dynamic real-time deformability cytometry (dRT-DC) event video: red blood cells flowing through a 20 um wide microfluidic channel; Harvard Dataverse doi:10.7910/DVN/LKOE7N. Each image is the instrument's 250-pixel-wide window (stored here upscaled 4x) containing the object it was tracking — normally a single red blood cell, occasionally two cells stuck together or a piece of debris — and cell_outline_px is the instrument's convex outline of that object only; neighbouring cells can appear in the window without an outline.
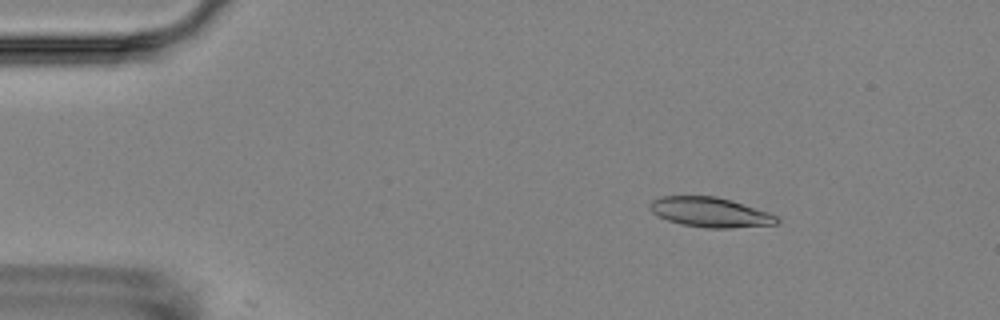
{"species": "Egyptian fruit bat (a non-hibernating species)", "species_latin": "Rousettus aegyptiacus", "temperature_condition": "room temperature", "stored_images_in_passage": 5, "segment_of_instrument_passage": [1, 2], "camera_frame_rate_fps": 3000, "um_per_image_px": 0.085, "animal": {"sex": "female"}, "frame": {"image": 1, "passage_image": 2, "time_ms": 1.0, "image_size_px": [1000, 320], "cell_outline_px": [[780, 220], [776, 224], [732, 228], [704, 228], [680, 224], [668, 220], [652, 212], [648, 204], [652, 200], [660, 196], [716, 196], [732, 200], [768, 212], [776, 216]], "centroid_in_image_um": [60.36, 18.04], "position_along_channel_um": 24.6, "area_um2": 22.08}}